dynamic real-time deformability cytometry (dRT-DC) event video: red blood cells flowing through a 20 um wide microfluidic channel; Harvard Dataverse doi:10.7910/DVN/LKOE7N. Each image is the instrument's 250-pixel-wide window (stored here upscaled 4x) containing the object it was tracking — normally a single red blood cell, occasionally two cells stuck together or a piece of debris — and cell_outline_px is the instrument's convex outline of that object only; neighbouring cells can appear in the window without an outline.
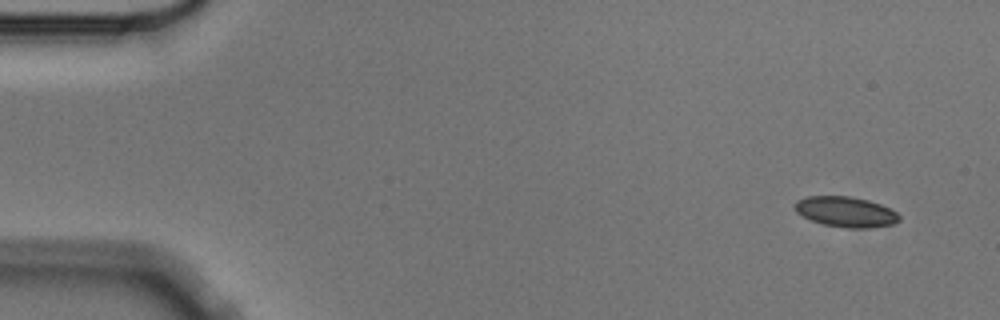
{"species": "Egyptian fruit bat (a non-hibernating species)", "species_latin": "Rousettus aegyptiacus", "temperature_condition": "cold", "stored_images_in_passage": 4, "camera_frame_rate_fps": 3000, "um_per_image_px": 0.085, "animal": {"sex": "male"}, "frame": {"image": 1, "passage_image": 1, "time_ms": 0.0, "image_size_px": [1000, 320], "cell_outline_px": [[900, 220], [892, 224], [872, 228], [848, 228], [824, 224], [812, 220], [796, 212], [796, 200], [804, 196], [852, 196], [868, 200], [892, 208], [900, 216]], "centroid_in_image_um": [71.93, 17.99], "position_along_channel_um": 13.1, "area_um2": 18.5}}